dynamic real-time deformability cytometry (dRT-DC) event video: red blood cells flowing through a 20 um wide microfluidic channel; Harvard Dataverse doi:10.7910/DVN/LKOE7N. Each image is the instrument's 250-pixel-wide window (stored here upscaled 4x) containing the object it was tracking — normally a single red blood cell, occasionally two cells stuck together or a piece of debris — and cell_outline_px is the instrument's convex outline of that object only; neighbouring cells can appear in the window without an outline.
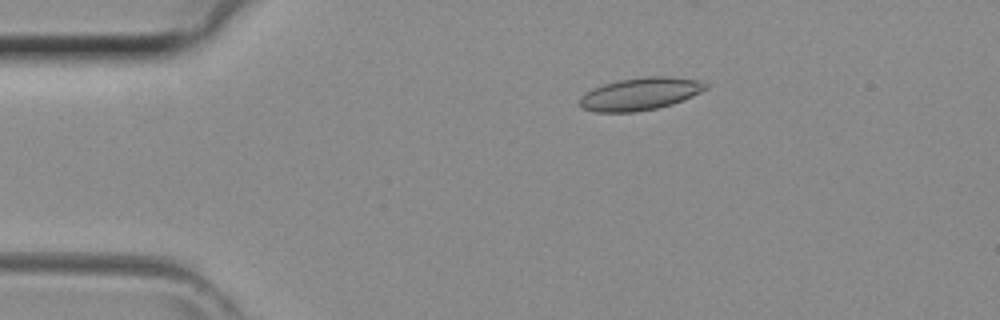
{"species": "common noctule bat (a hibernating species)", "species_latin": "Nyctalus noctula", "temperature_condition": "room temperature", "stored_images_in_passage": 41, "camera_frame_rate_fps": 3000, "um_per_image_px": 0.085, "animal": {"sex": "female", "body_mass_g": 29.2, "forearm_length_mm": 56.3}, "frame": {"image": 1, "passage_image": 6, "time_ms": 1.667, "image_size_px": [1000, 320], "cell_outline_px": [[708, 88], [684, 100], [672, 104], [656, 108], [636, 112], [596, 112], [580, 108], [580, 96], [584, 92], [592, 88], [604, 84], [620, 80], [648, 76], [668, 76], [696, 80], [708, 84]], "centroid_in_image_um": [54.38, 7.99], "position_along_channel_um": 30.6, "area_um2": 23.87}}
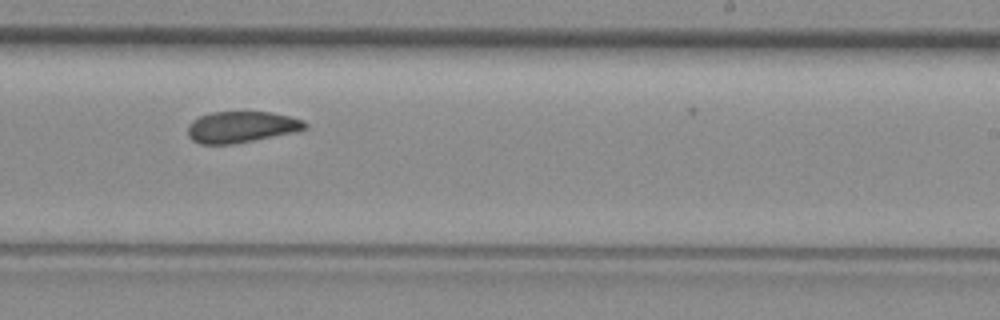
{"frame": {"image": 2, "passage_image": 24, "time_ms": 7.667, "image_size_px": [1000, 320], "cell_outline_px": [[308, 128], [296, 132], [232, 144], [200, 144], [192, 140], [188, 136], [188, 124], [192, 120], [200, 116], [212, 112], [268, 112], [292, 116], [304, 120], [308, 124]], "centroid_in_image_um": [20.54, 10.79], "position_along_channel_um": 268.5, "area_um2": 21.5}}
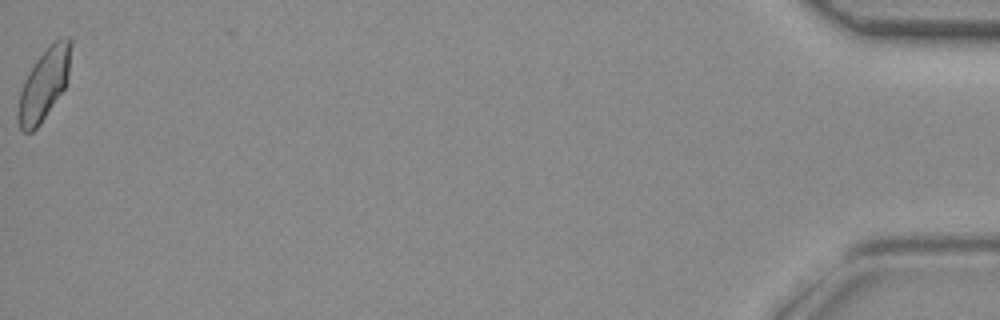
{"frame": {"image": 3, "passage_image": 41, "time_ms": 13.333, "image_size_px": [1000, 320], "cell_outline_px": [[72, 44], [68, 72], [64, 88], [40, 124], [32, 132], [24, 132], [20, 128], [16, 120], [16, 112], [20, 92], [24, 80], [28, 72], [36, 60], [48, 44], [52, 40], [60, 36], [68, 36], [72, 40]], "centroid_in_image_um": [3.72, 7.12], "position_along_channel_um": 431.5, "area_um2": 22.2}}